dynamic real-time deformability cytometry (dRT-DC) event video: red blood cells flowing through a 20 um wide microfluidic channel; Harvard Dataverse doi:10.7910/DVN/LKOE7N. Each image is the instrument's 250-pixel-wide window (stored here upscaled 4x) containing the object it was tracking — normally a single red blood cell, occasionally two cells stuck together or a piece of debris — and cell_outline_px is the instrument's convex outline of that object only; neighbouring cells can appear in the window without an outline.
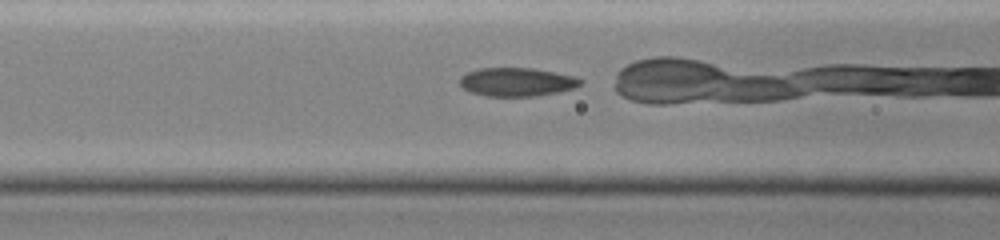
{"species": "common noctule bat (a hibernating species)", "species_latin": "Nyctalus noctula", "temperature_condition": "cold", "stored_images_in_passage": 45, "camera_frame_rate_fps": 3000, "um_per_image_px": 0.085, "animal": {"sex": "female", "body_mass_g": 19.0, "forearm_length_mm": 51.5}, "frame": {"image": 1, "passage_image": 19, "time_ms": 5.0, "image_size_px": [1000, 240], "cell_outline_px": [[584, 80], [576, 88], [536, 96], [484, 96], [472, 92], [464, 88], [460, 84], [460, 76], [468, 72], [480, 68], [532, 68], [576, 76]], "centroid_in_image_um": [43.95, 6.96], "position_along_channel_um": 122.6, "area_um2": 20.06}}
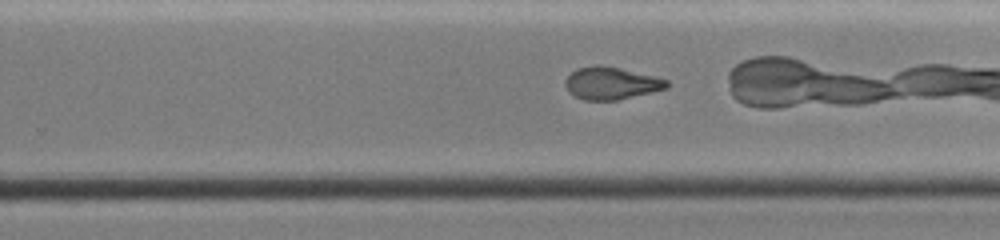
{"frame": {"image": 2, "passage_image": 32, "time_ms": 9.0, "image_size_px": [1000, 240], "cell_outline_px": [[668, 88], [652, 92], [616, 100], [584, 100], [568, 92], [564, 84], [564, 80], [576, 68], [596, 64], [600, 64], [620, 68], [656, 76], [668, 80]], "centroid_in_image_um": [51.94, 7.06], "position_along_channel_um": 277.9, "area_um2": 19.31}}